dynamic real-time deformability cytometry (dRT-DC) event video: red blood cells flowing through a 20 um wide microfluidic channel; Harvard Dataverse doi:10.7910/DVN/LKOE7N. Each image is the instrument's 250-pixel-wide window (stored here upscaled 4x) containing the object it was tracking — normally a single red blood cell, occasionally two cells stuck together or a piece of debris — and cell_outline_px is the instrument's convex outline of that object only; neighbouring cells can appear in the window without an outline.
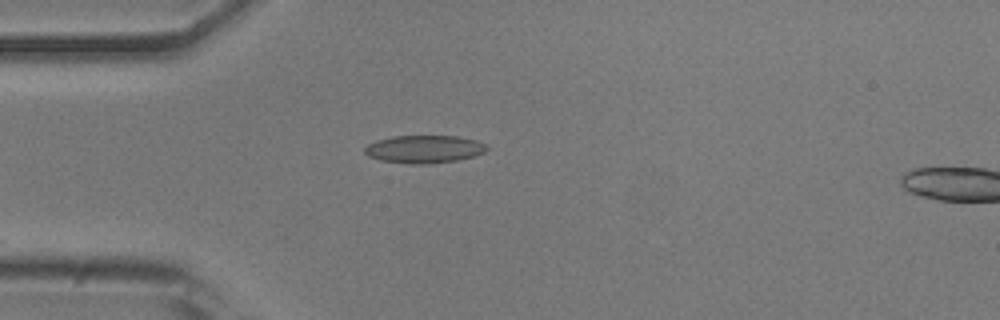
{"species": "common noctule bat (a hibernating species)", "species_latin": "Nyctalus noctula", "temperature_condition": "room temperature", "stored_images_in_passage": 8, "camera_frame_rate_fps": 3000, "um_per_image_px": 0.085, "animal": {"sex": "male", "body_mass_g": 20.5, "forearm_length_mm": 52.5}, "frame": {"image": 1, "passage_image": 1, "time_ms": 0.0, "image_size_px": [1000, 320], "cell_outline_px": [[488, 148], [484, 152], [476, 156], [456, 160], [428, 164], [412, 164], [380, 160], [368, 156], [364, 152], [364, 148], [368, 144], [376, 140], [392, 136], [456, 136], [476, 140], [488, 144]], "centroid_in_image_um": [36.06, 12.67], "position_along_channel_um": 48.9, "area_um2": 19.88}}
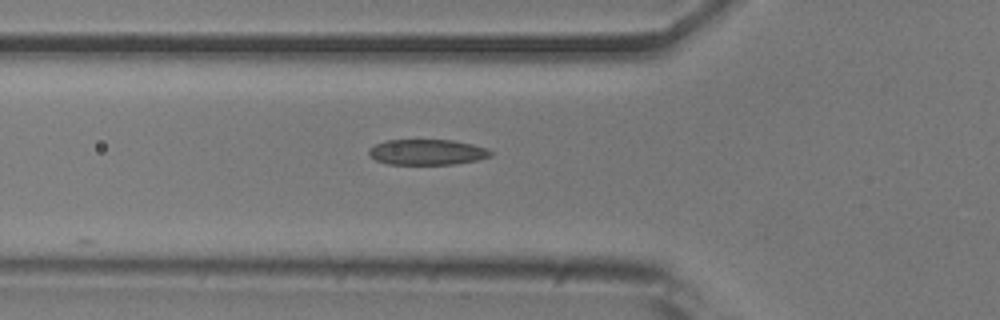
{"frame": {"image": 2, "passage_image": 5, "time_ms": 1.333, "image_size_px": [1000, 320], "cell_outline_px": [[492, 156], [476, 160], [452, 164], [388, 164], [376, 160], [368, 152], [368, 148], [384, 140], [452, 140], [472, 144], [488, 148], [492, 152]], "centroid_in_image_um": [36.31, 12.92], "position_along_channel_um": 89.5, "area_um2": 18.09}}
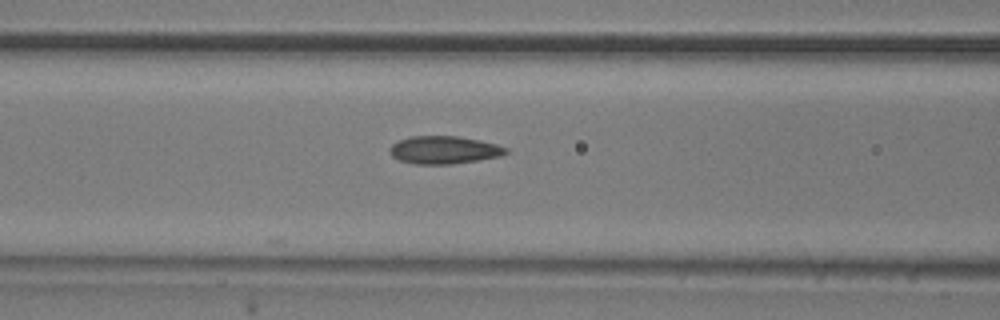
{"frame": {"image": 3, "passage_image": 8, "time_ms": 2.333, "image_size_px": [1000, 320], "cell_outline_px": [[508, 152], [500, 156], [452, 164], [416, 164], [400, 160], [392, 156], [388, 152], [388, 148], [392, 144], [400, 140], [412, 136], [456, 136], [480, 140], [496, 144], [508, 148]], "centroid_in_image_um": [37.72, 12.74], "position_along_channel_um": 128.9, "area_um2": 18.73}}